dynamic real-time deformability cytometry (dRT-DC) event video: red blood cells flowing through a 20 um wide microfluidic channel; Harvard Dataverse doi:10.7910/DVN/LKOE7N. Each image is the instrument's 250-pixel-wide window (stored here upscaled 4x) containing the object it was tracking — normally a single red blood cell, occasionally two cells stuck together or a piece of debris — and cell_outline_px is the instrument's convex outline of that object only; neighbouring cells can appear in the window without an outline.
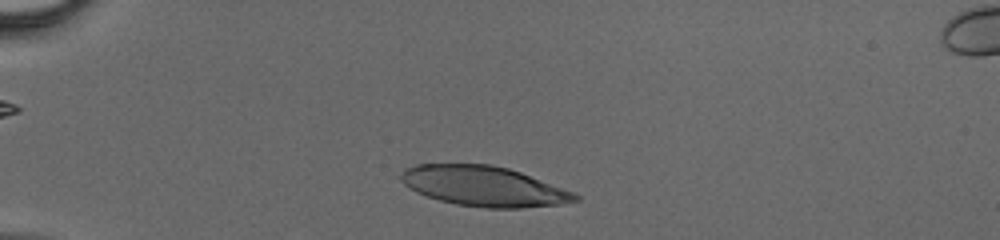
{"species": "human", "species_latin": "Homo sapiens", "temperature_condition": "cold", "stored_images_in_passage": 32, "camera_frame_rate_fps": 3000, "um_per_image_px": 0.085, "donor": {"sex": "male"}, "frame": {"image": 1, "passage_image": 4, "time_ms": 1.0, "image_size_px": [1000, 240], "cell_outline_px": [[580, 200], [560, 204], [520, 208], [488, 208], [456, 204], [440, 200], [416, 192], [404, 184], [400, 180], [400, 176], [404, 168], [416, 164], [492, 164], [508, 168], [520, 172], [576, 192], [580, 196]], "centroid_in_image_um": [41.14, 15.82], "position_along_channel_um": 43.9, "area_um2": 40.75}}
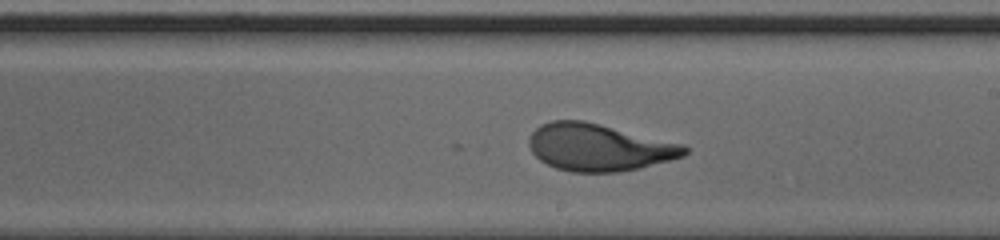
{"frame": {"image": 2, "passage_image": 20, "time_ms": 6.333, "image_size_px": [1000, 240], "cell_outline_px": [[688, 152], [684, 156], [640, 168], [616, 172], [572, 172], [556, 168], [540, 160], [532, 152], [528, 144], [528, 140], [532, 132], [540, 124], [552, 120], [584, 120], [684, 144], [688, 148]], "centroid_in_image_um": [50.9, 12.52], "position_along_channel_um": 238.1, "area_um2": 42.77}}
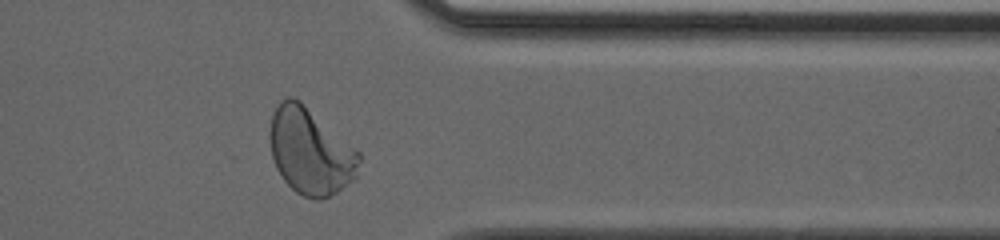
{"frame": {"image": 3, "passage_image": 30, "time_ms": 9.667, "image_size_px": [1000, 240], "cell_outline_px": [[360, 160], [356, 180], [336, 192], [320, 200], [312, 200], [296, 192], [284, 180], [276, 168], [272, 156], [268, 136], [268, 132], [272, 112], [280, 100], [288, 96], [292, 96], [300, 100], [360, 152]], "centroid_in_image_um": [26.37, 12.85], "position_along_channel_um": 385.0, "area_um2": 45.37}}